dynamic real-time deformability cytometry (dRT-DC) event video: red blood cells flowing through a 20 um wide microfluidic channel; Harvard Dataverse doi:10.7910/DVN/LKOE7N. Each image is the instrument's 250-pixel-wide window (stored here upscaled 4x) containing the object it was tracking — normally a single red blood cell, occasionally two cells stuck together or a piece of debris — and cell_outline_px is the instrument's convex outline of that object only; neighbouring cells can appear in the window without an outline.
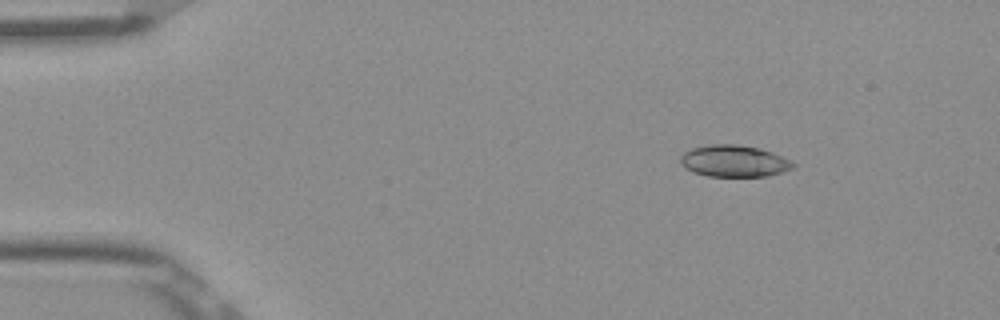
{"species": "Egyptian fruit bat (a non-hibernating species)", "species_latin": "Rousettus aegyptiacus", "temperature_condition": "room temperature", "stored_images_in_passage": 19, "camera_frame_rate_fps": 3000, "um_per_image_px": 0.085, "frame": {"image": 1, "passage_image": 1, "time_ms": 0.0, "image_size_px": [1000, 320], "cell_outline_px": [[796, 164], [792, 168], [784, 172], [768, 176], [708, 176], [692, 172], [680, 164], [680, 156], [684, 152], [692, 148], [712, 144], [736, 144], [760, 148], [772, 152]], "centroid_in_image_um": [62.37, 13.69], "position_along_channel_um": 22.6, "area_um2": 20.81}}
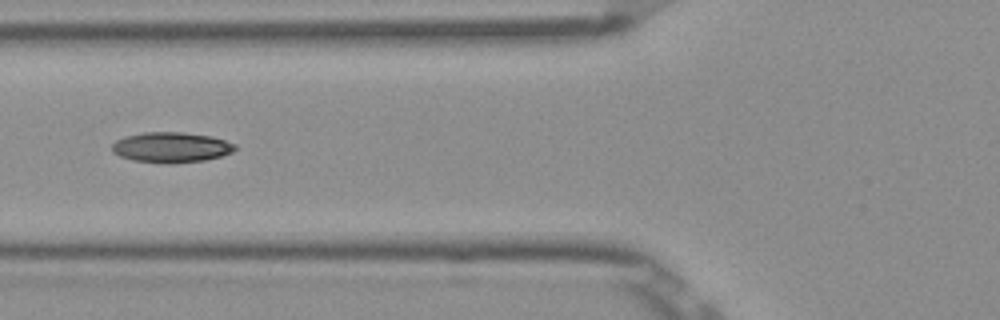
{"frame": {"image": 2, "passage_image": 14, "time_ms": 4.333, "image_size_px": [1000, 320], "cell_outline_px": [[236, 148], [232, 152], [220, 156], [204, 160], [132, 160], [120, 156], [112, 152], [112, 144], [116, 140], [124, 136], [144, 132], [184, 132], [212, 136], [236, 144]], "centroid_in_image_um": [14.54, 12.46], "position_along_channel_um": 111.3, "area_um2": 20.81}}
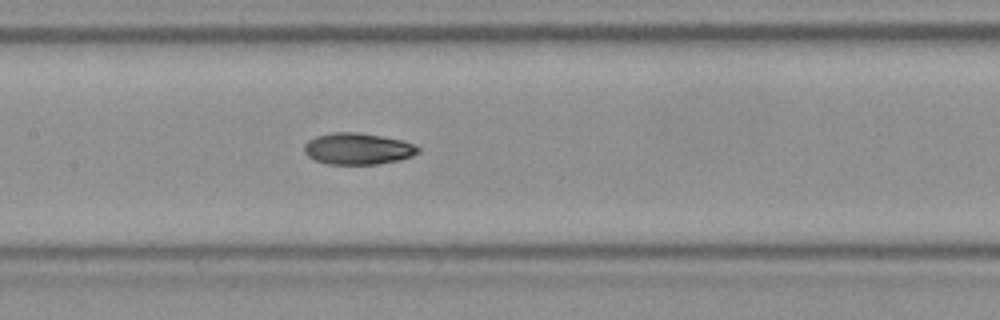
{"frame": {"image": 3, "passage_image": 19, "time_ms": 6.0, "image_size_px": [1000, 320], "cell_outline_px": [[420, 152], [412, 156], [400, 160], [376, 164], [328, 164], [316, 160], [308, 156], [304, 152], [304, 144], [308, 140], [316, 136], [332, 132], [356, 132], [404, 140], [416, 144], [420, 148]], "centroid_in_image_um": [30.44, 12.64], "position_along_channel_um": 177.0, "area_um2": 21.04}}